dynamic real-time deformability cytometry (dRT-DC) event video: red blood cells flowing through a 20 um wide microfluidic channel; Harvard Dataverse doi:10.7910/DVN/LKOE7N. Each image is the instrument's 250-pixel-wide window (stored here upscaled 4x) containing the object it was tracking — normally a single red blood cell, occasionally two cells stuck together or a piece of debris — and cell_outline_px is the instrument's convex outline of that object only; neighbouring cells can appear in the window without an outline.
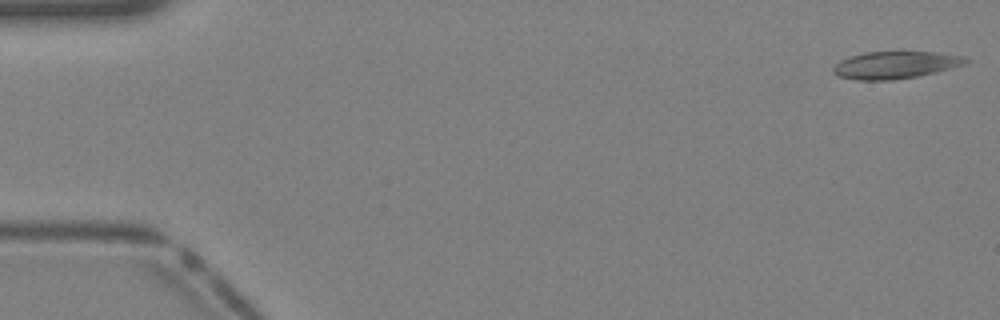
{"species": "Egyptian fruit bat (a non-hibernating species)", "species_latin": "Rousettus aegyptiacus", "temperature_condition": "warm", "stored_images_in_passage": 39, "camera_frame_rate_fps": 3000, "um_per_image_px": 0.085, "animal": {"sex": "female"}, "frame": {"image": 1, "passage_image": 1, "time_ms": 0.0, "image_size_px": [1000, 320], "cell_outline_px": [[968, 60], [964, 64], [936, 72], [916, 76], [892, 80], [856, 80], [840, 76], [832, 72], [832, 68], [840, 60], [864, 52], [936, 52], [960, 56]], "centroid_in_image_um": [76.05, 5.53], "position_along_channel_um": 9.0, "area_um2": 20.69}}
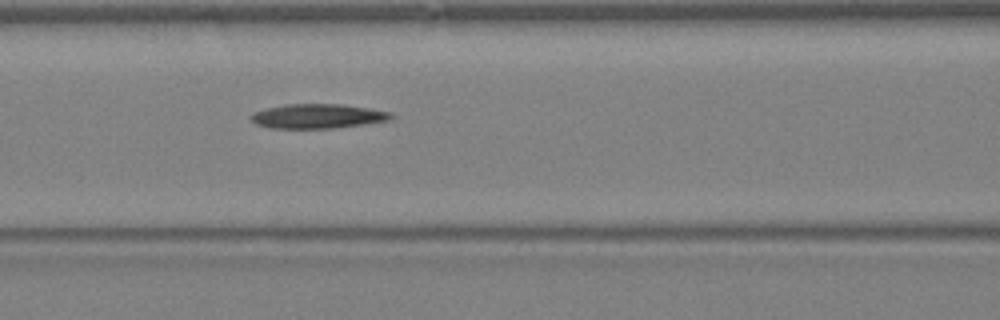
{"frame": {"image": 2, "passage_image": 17, "time_ms": 5.333, "image_size_px": [1000, 320], "cell_outline_px": [[392, 120], [336, 128], [272, 128], [256, 124], [248, 116], [256, 112], [268, 108], [284, 104], [340, 104], [368, 108], [392, 112]], "centroid_in_image_um": [27.03, 9.88], "position_along_channel_um": 139.6, "area_um2": 19.88}}
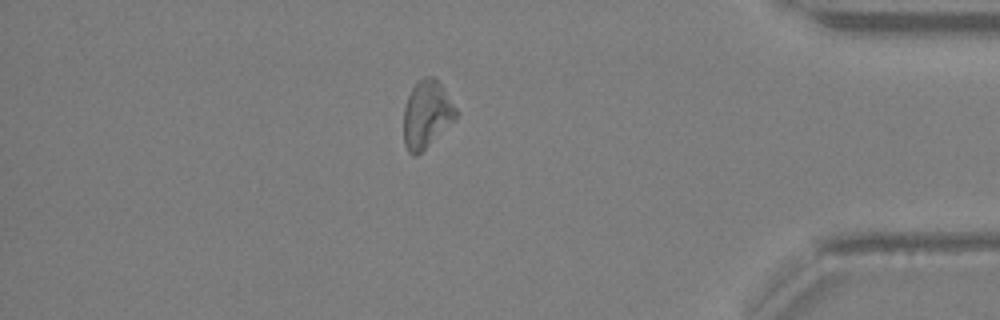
{"frame": {"image": 3, "passage_image": 34, "time_ms": 11.0, "image_size_px": [1000, 320], "cell_outline_px": [[456, 116], [416, 156], [412, 156], [408, 152], [404, 144], [404, 108], [408, 96], [412, 88], [424, 76], [432, 76], [444, 88], [456, 108]], "centroid_in_image_um": [36.22, 9.7], "position_along_channel_um": 399.0, "area_um2": 19.83}}